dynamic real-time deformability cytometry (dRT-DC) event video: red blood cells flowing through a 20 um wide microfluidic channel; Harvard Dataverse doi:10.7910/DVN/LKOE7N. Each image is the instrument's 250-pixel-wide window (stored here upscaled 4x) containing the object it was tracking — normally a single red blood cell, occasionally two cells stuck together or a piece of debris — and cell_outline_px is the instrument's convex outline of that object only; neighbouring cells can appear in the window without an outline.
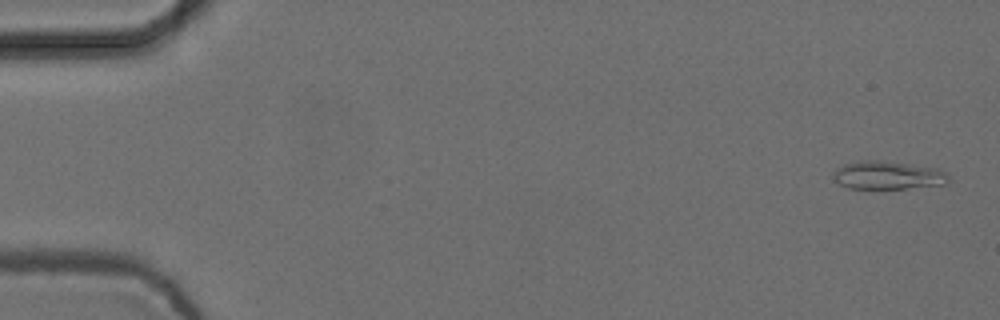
{"species": "common noctule bat (a hibernating species)", "species_latin": "Nyctalus noctula", "temperature_condition": "cold", "stored_images_in_passage": 54, "camera_frame_rate_fps": 3000, "um_per_image_px": 0.085, "animal": {"sex": "female", "body_mass_g": 24.6, "forearm_length_mm": 56.2}, "frame": {"image": 1, "passage_image": 2, "time_ms": 0.333, "image_size_px": [1000, 320], "cell_outline_px": [[948, 180], [944, 184], [904, 188], [848, 188], [832, 180], [832, 172], [836, 168], [844, 164], [860, 160], [880, 160], [936, 168], [944, 172], [948, 176]], "centroid_in_image_um": [75.37, 14.89], "position_along_channel_um": 9.6, "area_um2": 18.79}}
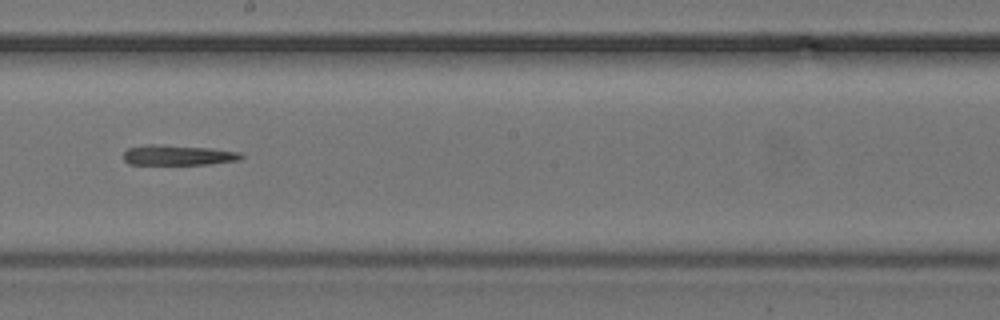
{"frame": {"image": 2, "passage_image": 31, "time_ms": 10.0, "image_size_px": [1000, 320], "cell_outline_px": [[244, 156], [240, 160], [208, 164], [128, 164], [124, 160], [124, 152], [128, 148], [144, 144], [156, 144], [208, 148], [240, 152]], "centroid_in_image_um": [15.11, 13.18], "position_along_channel_um": 233.1, "area_um2": 13.81}}
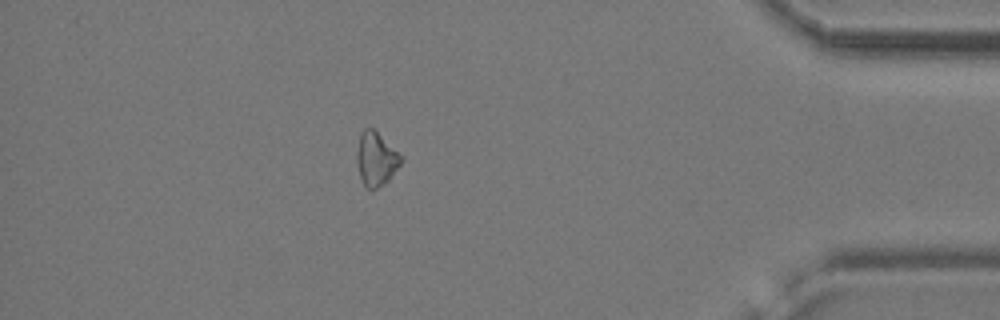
{"frame": {"image": 3, "passage_image": 48, "time_ms": 15.667, "image_size_px": [1000, 320], "cell_outline_px": [[404, 160], [388, 180], [372, 192], [364, 188], [356, 164], [356, 152], [360, 132], [364, 128], [372, 128], [404, 156]], "centroid_in_image_um": [31.96, 13.54], "position_along_channel_um": 403.2, "area_um2": 14.22}}